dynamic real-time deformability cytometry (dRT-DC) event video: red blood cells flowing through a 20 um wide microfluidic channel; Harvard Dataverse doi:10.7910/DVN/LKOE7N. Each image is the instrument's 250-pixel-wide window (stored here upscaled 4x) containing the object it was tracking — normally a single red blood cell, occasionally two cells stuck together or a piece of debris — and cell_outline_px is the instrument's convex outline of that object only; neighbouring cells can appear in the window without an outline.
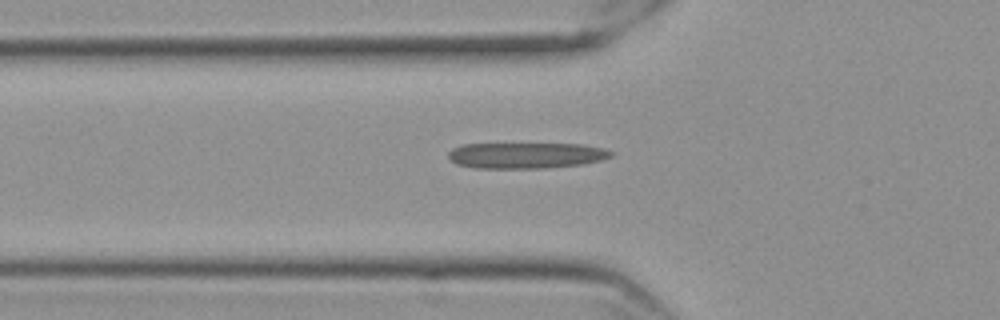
{"species": "Egyptian fruit bat (a non-hibernating species)", "species_latin": "Rousettus aegyptiacus", "temperature_condition": "cold", "stored_images_in_passage": 39, "camera_frame_rate_fps": 3000, "um_per_image_px": 0.085, "frame": {"image": 1, "passage_image": 2, "time_ms": 0.333, "image_size_px": [1000, 320], "cell_outline_px": [[612, 156], [600, 160], [580, 164], [544, 168], [476, 168], [456, 164], [448, 156], [448, 152], [452, 148], [464, 144], [584, 144], [604, 148], [612, 152]], "centroid_in_image_um": [44.69, 13.2], "position_along_channel_um": 81.1, "area_um2": 24.45}}
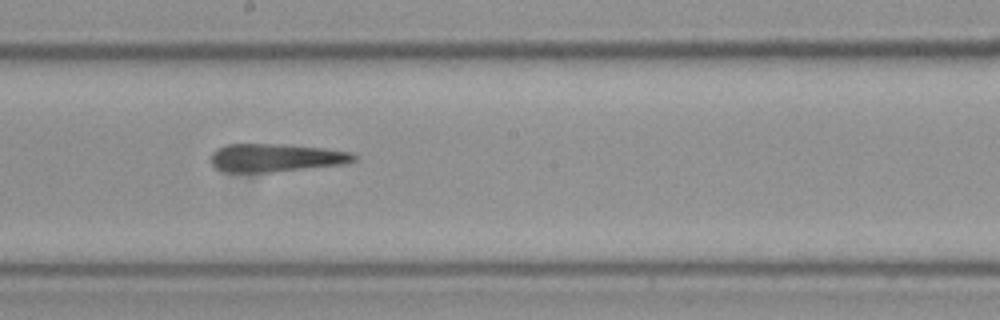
{"frame": {"image": 2, "passage_image": 14, "time_ms": 4.333, "image_size_px": [1000, 320], "cell_outline_px": [[356, 160], [344, 164], [272, 172], [224, 172], [216, 168], [212, 164], [212, 152], [216, 148], [224, 144], [280, 144], [324, 148], [352, 152], [356, 156]], "centroid_in_image_um": [23.43, 13.4], "position_along_channel_um": 224.8, "area_um2": 23.47}}
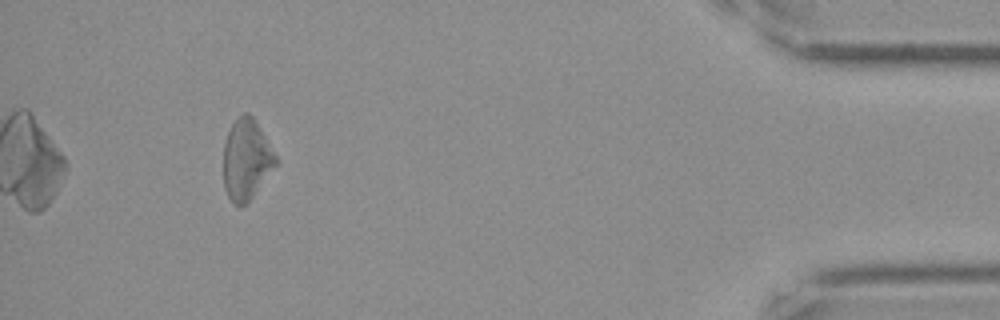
{"frame": {"image": 3, "passage_image": 35, "time_ms": 11.333, "image_size_px": [1000, 320], "cell_outline_px": [[276, 164], [252, 196], [244, 204], [236, 204], [228, 196], [224, 188], [224, 140], [232, 124], [244, 112], [248, 112], [252, 116], [276, 156]], "centroid_in_image_um": [20.91, 13.53], "position_along_channel_um": 414.3, "area_um2": 23.7}}